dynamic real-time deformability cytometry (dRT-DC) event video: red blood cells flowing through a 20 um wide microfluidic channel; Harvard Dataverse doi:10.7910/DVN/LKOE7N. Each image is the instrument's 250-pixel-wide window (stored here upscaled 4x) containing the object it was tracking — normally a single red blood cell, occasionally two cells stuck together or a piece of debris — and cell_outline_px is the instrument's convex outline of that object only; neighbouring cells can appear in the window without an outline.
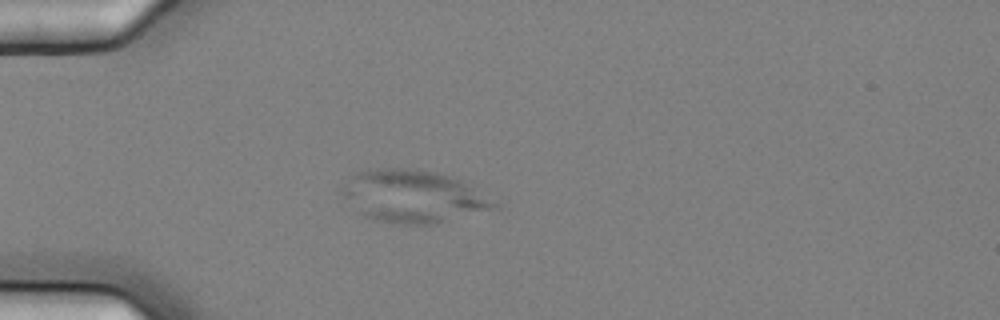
{"species": "common noctule bat (a hibernating species)", "species_latin": "Nyctalus noctula", "temperature_condition": "cold", "stored_images_in_passage": 9, "camera_frame_rate_fps": 3000, "um_per_image_px": 0.085, "animal": {"sex": "female", "body_mass_g": 25.1}, "frame": {"image": 1, "passage_image": 4, "time_ms": 1.0, "image_size_px": [1000, 320], "cell_outline_px": [[500, 208], [436, 224], [404, 224], [372, 220], [364, 216], [344, 196], [344, 192], [352, 176], [356, 172], [368, 168], [400, 168], [436, 172], [460, 180], [500, 204]], "centroid_in_image_um": [35.19, 16.71], "position_along_channel_um": 49.8, "area_um2": 45.89}}
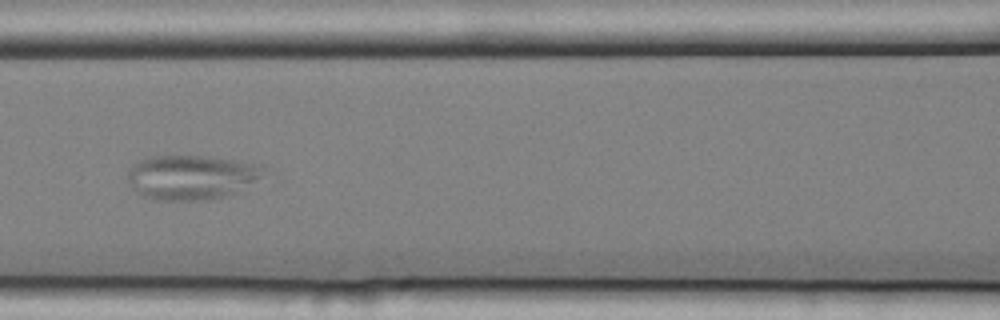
{"frame": {"image": 2, "passage_image": 7, "time_ms": 2.0, "image_size_px": [1000, 320], "cell_outline_px": [[264, 168], [260, 176], [232, 192], [208, 200], [156, 200], [144, 196], [136, 192], [132, 188], [128, 180], [128, 172], [132, 164], [148, 156], [200, 156], [264, 164]], "centroid_in_image_um": [16.16, 15.05], "position_along_channel_um": 150.4, "area_um2": 34.56}}
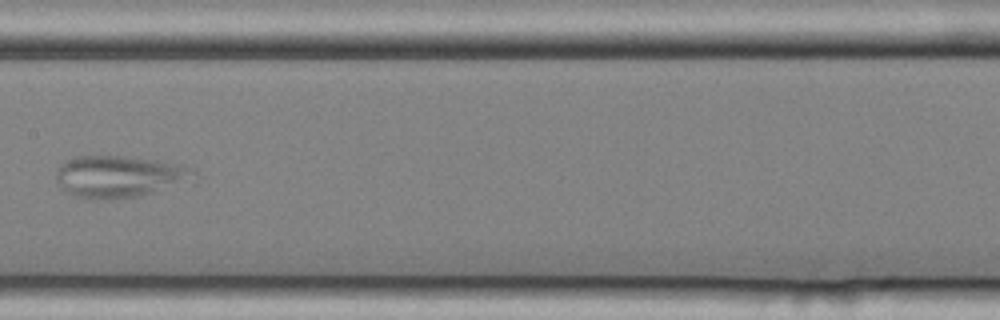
{"frame": {"image": 3, "passage_image": 8, "time_ms": 2.333, "image_size_px": [1000, 320], "cell_outline_px": [[196, 172], [152, 192], [140, 196], [108, 200], [76, 196], [60, 188], [56, 180], [56, 172], [60, 164], [64, 160], [76, 156], [124, 156], [160, 160], [184, 164], [196, 168]], "centroid_in_image_um": [9.99, 14.97], "position_along_channel_um": 197.4, "area_um2": 32.83}}